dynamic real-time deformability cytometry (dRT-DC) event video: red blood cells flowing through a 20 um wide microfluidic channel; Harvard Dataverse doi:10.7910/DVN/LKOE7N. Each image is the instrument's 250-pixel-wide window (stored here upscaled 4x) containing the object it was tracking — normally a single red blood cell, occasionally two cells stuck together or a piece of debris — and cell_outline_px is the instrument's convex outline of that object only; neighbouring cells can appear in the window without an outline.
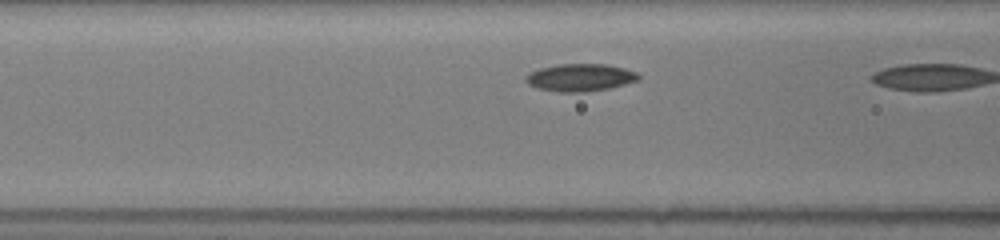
{"species": "common noctule bat (a hibernating species)", "species_latin": "Nyctalus noctula", "temperature_condition": "room temperature", "stored_images_in_passage": 7, "camera_frame_rate_fps": 3000, "um_per_image_px": 0.085, "animal": {"sex": "female", "body_mass_g": 19.5, "forearm_length_mm": 54.1}, "frame": {"image": 1, "passage_image": 6, "time_ms": 1.667, "image_size_px": [1000, 240], "cell_outline_px": [[640, 80], [612, 88], [584, 92], [560, 92], [536, 88], [528, 84], [524, 80], [524, 76], [528, 72], [540, 68], [560, 64], [608, 64], [624, 68], [636, 72], [640, 76]], "centroid_in_image_um": [49.31, 6.59], "position_along_channel_um": 117.3, "area_um2": 18.32}}